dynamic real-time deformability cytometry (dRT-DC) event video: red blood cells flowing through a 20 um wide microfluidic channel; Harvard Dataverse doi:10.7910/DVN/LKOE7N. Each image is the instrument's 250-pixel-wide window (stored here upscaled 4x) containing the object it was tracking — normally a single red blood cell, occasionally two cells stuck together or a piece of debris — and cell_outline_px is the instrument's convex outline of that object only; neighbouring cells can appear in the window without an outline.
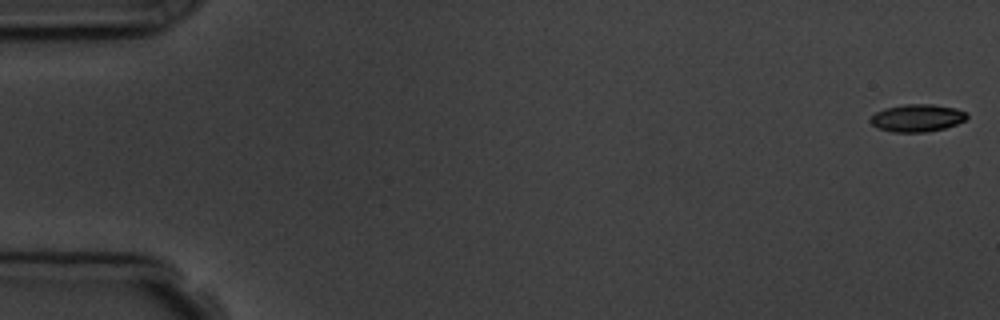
{"species": "common noctule bat (a hibernating species)", "species_latin": "Nyctalus noctula", "temperature_condition": "room temperature", "stored_images_in_passage": 6, "camera_frame_rate_fps": 3000, "um_per_image_px": 0.085, "animal": {"sex": "male", "body_mass_g": 19.5, "forearm_length_mm": 54.6}, "frame": {"image": 1, "passage_image": 1, "time_ms": 0.0, "image_size_px": [1000, 320], "cell_outline_px": [[968, 116], [964, 120], [956, 124], [944, 128], [924, 132], [892, 132], [876, 128], [868, 120], [876, 112], [884, 108], [904, 104], [932, 104], [956, 108], [968, 112]], "centroid_in_image_um": [77.94, 10.02], "position_along_channel_um": 7.1, "area_um2": 15.55}}
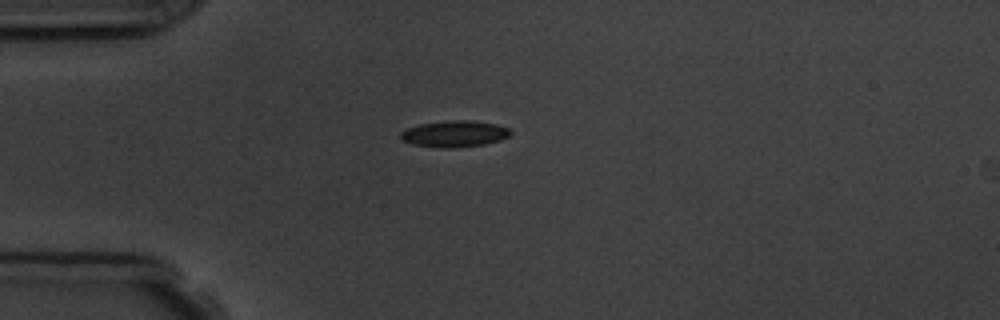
{"frame": {"image": 2, "passage_image": 5, "time_ms": 4.667, "image_size_px": [1000, 320], "cell_outline_px": [[512, 132], [508, 136], [500, 140], [484, 144], [448, 148], [440, 148], [412, 144], [404, 140], [400, 136], [400, 132], [408, 128], [420, 124], [452, 120], [472, 120], [496, 124], [508, 128]], "centroid_in_image_um": [38.64, 11.37], "position_along_channel_um": 46.4, "area_um2": 16.7}}